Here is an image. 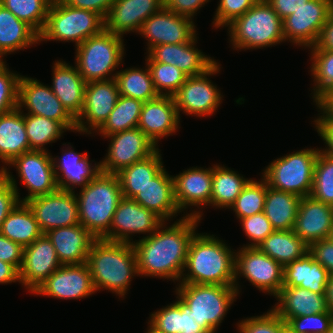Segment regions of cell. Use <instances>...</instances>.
<instances>
[{
    "label": "cell",
    "instance_id": "cell-15",
    "mask_svg": "<svg viewBox=\"0 0 333 333\" xmlns=\"http://www.w3.org/2000/svg\"><path fill=\"white\" fill-rule=\"evenodd\" d=\"M9 166H14L21 183L27 188L28 195L20 199H29L56 192L59 187L56 182L52 156L48 150H30L16 157Z\"/></svg>",
    "mask_w": 333,
    "mask_h": 333
},
{
    "label": "cell",
    "instance_id": "cell-46",
    "mask_svg": "<svg viewBox=\"0 0 333 333\" xmlns=\"http://www.w3.org/2000/svg\"><path fill=\"white\" fill-rule=\"evenodd\" d=\"M310 196L333 206V157L318 153Z\"/></svg>",
    "mask_w": 333,
    "mask_h": 333
},
{
    "label": "cell",
    "instance_id": "cell-51",
    "mask_svg": "<svg viewBox=\"0 0 333 333\" xmlns=\"http://www.w3.org/2000/svg\"><path fill=\"white\" fill-rule=\"evenodd\" d=\"M9 168L0 172V229L9 213L20 203L17 182Z\"/></svg>",
    "mask_w": 333,
    "mask_h": 333
},
{
    "label": "cell",
    "instance_id": "cell-4",
    "mask_svg": "<svg viewBox=\"0 0 333 333\" xmlns=\"http://www.w3.org/2000/svg\"><path fill=\"white\" fill-rule=\"evenodd\" d=\"M76 195L80 224L96 239L110 230L113 215L123 198L117 174L100 172Z\"/></svg>",
    "mask_w": 333,
    "mask_h": 333
},
{
    "label": "cell",
    "instance_id": "cell-65",
    "mask_svg": "<svg viewBox=\"0 0 333 333\" xmlns=\"http://www.w3.org/2000/svg\"><path fill=\"white\" fill-rule=\"evenodd\" d=\"M328 310L333 314V275H330L325 289Z\"/></svg>",
    "mask_w": 333,
    "mask_h": 333
},
{
    "label": "cell",
    "instance_id": "cell-56",
    "mask_svg": "<svg viewBox=\"0 0 333 333\" xmlns=\"http://www.w3.org/2000/svg\"><path fill=\"white\" fill-rule=\"evenodd\" d=\"M24 248L0 233V260L10 263L18 271L23 262Z\"/></svg>",
    "mask_w": 333,
    "mask_h": 333
},
{
    "label": "cell",
    "instance_id": "cell-5",
    "mask_svg": "<svg viewBox=\"0 0 333 333\" xmlns=\"http://www.w3.org/2000/svg\"><path fill=\"white\" fill-rule=\"evenodd\" d=\"M227 27L236 50L272 47L285 41L283 20L266 0L257 1Z\"/></svg>",
    "mask_w": 333,
    "mask_h": 333
},
{
    "label": "cell",
    "instance_id": "cell-58",
    "mask_svg": "<svg viewBox=\"0 0 333 333\" xmlns=\"http://www.w3.org/2000/svg\"><path fill=\"white\" fill-rule=\"evenodd\" d=\"M209 0H164V7L182 15L193 19L196 12Z\"/></svg>",
    "mask_w": 333,
    "mask_h": 333
},
{
    "label": "cell",
    "instance_id": "cell-37",
    "mask_svg": "<svg viewBox=\"0 0 333 333\" xmlns=\"http://www.w3.org/2000/svg\"><path fill=\"white\" fill-rule=\"evenodd\" d=\"M0 233L23 248L43 235L35 215L26 202H20L2 223Z\"/></svg>",
    "mask_w": 333,
    "mask_h": 333
},
{
    "label": "cell",
    "instance_id": "cell-21",
    "mask_svg": "<svg viewBox=\"0 0 333 333\" xmlns=\"http://www.w3.org/2000/svg\"><path fill=\"white\" fill-rule=\"evenodd\" d=\"M52 242L43 234L24 248L19 270L20 283L33 293L54 271L61 267Z\"/></svg>",
    "mask_w": 333,
    "mask_h": 333
},
{
    "label": "cell",
    "instance_id": "cell-6",
    "mask_svg": "<svg viewBox=\"0 0 333 333\" xmlns=\"http://www.w3.org/2000/svg\"><path fill=\"white\" fill-rule=\"evenodd\" d=\"M104 29L105 19L98 13L71 7L62 0H53L45 26L39 34V42L47 40L72 41L77 47Z\"/></svg>",
    "mask_w": 333,
    "mask_h": 333
},
{
    "label": "cell",
    "instance_id": "cell-69",
    "mask_svg": "<svg viewBox=\"0 0 333 333\" xmlns=\"http://www.w3.org/2000/svg\"><path fill=\"white\" fill-rule=\"evenodd\" d=\"M330 239L333 240V229H332V233H331Z\"/></svg>",
    "mask_w": 333,
    "mask_h": 333
},
{
    "label": "cell",
    "instance_id": "cell-57",
    "mask_svg": "<svg viewBox=\"0 0 333 333\" xmlns=\"http://www.w3.org/2000/svg\"><path fill=\"white\" fill-rule=\"evenodd\" d=\"M319 115L320 116L314 120L315 129L327 146L325 149L320 150V152L333 157V117L324 115L322 112L319 113Z\"/></svg>",
    "mask_w": 333,
    "mask_h": 333
},
{
    "label": "cell",
    "instance_id": "cell-28",
    "mask_svg": "<svg viewBox=\"0 0 333 333\" xmlns=\"http://www.w3.org/2000/svg\"><path fill=\"white\" fill-rule=\"evenodd\" d=\"M45 235L52 242L61 265L86 263L92 244L96 240L81 224L55 228Z\"/></svg>",
    "mask_w": 333,
    "mask_h": 333
},
{
    "label": "cell",
    "instance_id": "cell-9",
    "mask_svg": "<svg viewBox=\"0 0 333 333\" xmlns=\"http://www.w3.org/2000/svg\"><path fill=\"white\" fill-rule=\"evenodd\" d=\"M319 151V148H307L277 158L263 170L262 176L271 188L301 198L310 196Z\"/></svg>",
    "mask_w": 333,
    "mask_h": 333
},
{
    "label": "cell",
    "instance_id": "cell-50",
    "mask_svg": "<svg viewBox=\"0 0 333 333\" xmlns=\"http://www.w3.org/2000/svg\"><path fill=\"white\" fill-rule=\"evenodd\" d=\"M332 321L333 314L323 312L294 317L286 324L294 333H328Z\"/></svg>",
    "mask_w": 333,
    "mask_h": 333
},
{
    "label": "cell",
    "instance_id": "cell-29",
    "mask_svg": "<svg viewBox=\"0 0 333 333\" xmlns=\"http://www.w3.org/2000/svg\"><path fill=\"white\" fill-rule=\"evenodd\" d=\"M51 89L68 112L76 119L84 105L86 82L77 67L66 61H55Z\"/></svg>",
    "mask_w": 333,
    "mask_h": 333
},
{
    "label": "cell",
    "instance_id": "cell-14",
    "mask_svg": "<svg viewBox=\"0 0 333 333\" xmlns=\"http://www.w3.org/2000/svg\"><path fill=\"white\" fill-rule=\"evenodd\" d=\"M18 108L27 114L43 116L59 121L67 130H76V119L62 105L50 86L39 80L22 76L19 80Z\"/></svg>",
    "mask_w": 333,
    "mask_h": 333
},
{
    "label": "cell",
    "instance_id": "cell-61",
    "mask_svg": "<svg viewBox=\"0 0 333 333\" xmlns=\"http://www.w3.org/2000/svg\"><path fill=\"white\" fill-rule=\"evenodd\" d=\"M277 15L283 20L287 16L296 12L309 0H266Z\"/></svg>",
    "mask_w": 333,
    "mask_h": 333
},
{
    "label": "cell",
    "instance_id": "cell-54",
    "mask_svg": "<svg viewBox=\"0 0 333 333\" xmlns=\"http://www.w3.org/2000/svg\"><path fill=\"white\" fill-rule=\"evenodd\" d=\"M180 307L174 302L150 315L148 325L163 333H179Z\"/></svg>",
    "mask_w": 333,
    "mask_h": 333
},
{
    "label": "cell",
    "instance_id": "cell-67",
    "mask_svg": "<svg viewBox=\"0 0 333 333\" xmlns=\"http://www.w3.org/2000/svg\"><path fill=\"white\" fill-rule=\"evenodd\" d=\"M283 333H294L290 328L287 326L283 329Z\"/></svg>",
    "mask_w": 333,
    "mask_h": 333
},
{
    "label": "cell",
    "instance_id": "cell-39",
    "mask_svg": "<svg viewBox=\"0 0 333 333\" xmlns=\"http://www.w3.org/2000/svg\"><path fill=\"white\" fill-rule=\"evenodd\" d=\"M240 175L225 166L213 165L211 206L230 209L251 180Z\"/></svg>",
    "mask_w": 333,
    "mask_h": 333
},
{
    "label": "cell",
    "instance_id": "cell-3",
    "mask_svg": "<svg viewBox=\"0 0 333 333\" xmlns=\"http://www.w3.org/2000/svg\"><path fill=\"white\" fill-rule=\"evenodd\" d=\"M95 291L105 289L124 298L136 275L137 259L132 243L96 239L87 258Z\"/></svg>",
    "mask_w": 333,
    "mask_h": 333
},
{
    "label": "cell",
    "instance_id": "cell-53",
    "mask_svg": "<svg viewBox=\"0 0 333 333\" xmlns=\"http://www.w3.org/2000/svg\"><path fill=\"white\" fill-rule=\"evenodd\" d=\"M245 236L251 242L246 247H258L274 230L264 212L240 219Z\"/></svg>",
    "mask_w": 333,
    "mask_h": 333
},
{
    "label": "cell",
    "instance_id": "cell-38",
    "mask_svg": "<svg viewBox=\"0 0 333 333\" xmlns=\"http://www.w3.org/2000/svg\"><path fill=\"white\" fill-rule=\"evenodd\" d=\"M258 248L283 267L308 252V245L293 230L273 231Z\"/></svg>",
    "mask_w": 333,
    "mask_h": 333
},
{
    "label": "cell",
    "instance_id": "cell-31",
    "mask_svg": "<svg viewBox=\"0 0 333 333\" xmlns=\"http://www.w3.org/2000/svg\"><path fill=\"white\" fill-rule=\"evenodd\" d=\"M133 200L142 207L155 212L165 222L180 213L174 196L173 177L168 174L165 168Z\"/></svg>",
    "mask_w": 333,
    "mask_h": 333
},
{
    "label": "cell",
    "instance_id": "cell-22",
    "mask_svg": "<svg viewBox=\"0 0 333 333\" xmlns=\"http://www.w3.org/2000/svg\"><path fill=\"white\" fill-rule=\"evenodd\" d=\"M196 42L197 36L190 42L154 46L147 51L145 61L174 65L188 76L203 74L216 63V60L195 48Z\"/></svg>",
    "mask_w": 333,
    "mask_h": 333
},
{
    "label": "cell",
    "instance_id": "cell-34",
    "mask_svg": "<svg viewBox=\"0 0 333 333\" xmlns=\"http://www.w3.org/2000/svg\"><path fill=\"white\" fill-rule=\"evenodd\" d=\"M34 44H39V34L0 4V61Z\"/></svg>",
    "mask_w": 333,
    "mask_h": 333
},
{
    "label": "cell",
    "instance_id": "cell-13",
    "mask_svg": "<svg viewBox=\"0 0 333 333\" xmlns=\"http://www.w3.org/2000/svg\"><path fill=\"white\" fill-rule=\"evenodd\" d=\"M103 137L110 139L108 154L100 161V171L103 173L117 174L158 149L138 127Z\"/></svg>",
    "mask_w": 333,
    "mask_h": 333
},
{
    "label": "cell",
    "instance_id": "cell-10",
    "mask_svg": "<svg viewBox=\"0 0 333 333\" xmlns=\"http://www.w3.org/2000/svg\"><path fill=\"white\" fill-rule=\"evenodd\" d=\"M234 266V287L238 295L240 285L237 280L240 276L246 278L258 290L275 297L283 287L284 267L262 252L258 247H246L243 245L239 251L235 252Z\"/></svg>",
    "mask_w": 333,
    "mask_h": 333
},
{
    "label": "cell",
    "instance_id": "cell-32",
    "mask_svg": "<svg viewBox=\"0 0 333 333\" xmlns=\"http://www.w3.org/2000/svg\"><path fill=\"white\" fill-rule=\"evenodd\" d=\"M23 112L17 107L0 115V160L4 164L0 172L16 157L30 151Z\"/></svg>",
    "mask_w": 333,
    "mask_h": 333
},
{
    "label": "cell",
    "instance_id": "cell-48",
    "mask_svg": "<svg viewBox=\"0 0 333 333\" xmlns=\"http://www.w3.org/2000/svg\"><path fill=\"white\" fill-rule=\"evenodd\" d=\"M20 78L7 68L6 61H0V115L18 107Z\"/></svg>",
    "mask_w": 333,
    "mask_h": 333
},
{
    "label": "cell",
    "instance_id": "cell-36",
    "mask_svg": "<svg viewBox=\"0 0 333 333\" xmlns=\"http://www.w3.org/2000/svg\"><path fill=\"white\" fill-rule=\"evenodd\" d=\"M301 197L276 190L267 184L263 212L274 230H293Z\"/></svg>",
    "mask_w": 333,
    "mask_h": 333
},
{
    "label": "cell",
    "instance_id": "cell-64",
    "mask_svg": "<svg viewBox=\"0 0 333 333\" xmlns=\"http://www.w3.org/2000/svg\"><path fill=\"white\" fill-rule=\"evenodd\" d=\"M316 106L324 115L333 117V87L316 102Z\"/></svg>",
    "mask_w": 333,
    "mask_h": 333
},
{
    "label": "cell",
    "instance_id": "cell-1",
    "mask_svg": "<svg viewBox=\"0 0 333 333\" xmlns=\"http://www.w3.org/2000/svg\"><path fill=\"white\" fill-rule=\"evenodd\" d=\"M192 211L169 227L164 222L153 234L132 243L136 252L138 276L181 280L188 248L202 217Z\"/></svg>",
    "mask_w": 333,
    "mask_h": 333
},
{
    "label": "cell",
    "instance_id": "cell-47",
    "mask_svg": "<svg viewBox=\"0 0 333 333\" xmlns=\"http://www.w3.org/2000/svg\"><path fill=\"white\" fill-rule=\"evenodd\" d=\"M146 64L159 95L172 96L188 78L186 73L174 65L161 62H146Z\"/></svg>",
    "mask_w": 333,
    "mask_h": 333
},
{
    "label": "cell",
    "instance_id": "cell-17",
    "mask_svg": "<svg viewBox=\"0 0 333 333\" xmlns=\"http://www.w3.org/2000/svg\"><path fill=\"white\" fill-rule=\"evenodd\" d=\"M164 222L155 212L142 207L133 199L123 197L113 215L110 230L102 239L131 244L134 242L131 235L148 233L150 236Z\"/></svg>",
    "mask_w": 333,
    "mask_h": 333
},
{
    "label": "cell",
    "instance_id": "cell-12",
    "mask_svg": "<svg viewBox=\"0 0 333 333\" xmlns=\"http://www.w3.org/2000/svg\"><path fill=\"white\" fill-rule=\"evenodd\" d=\"M332 10L333 0H309L283 19L285 41L305 48L315 46Z\"/></svg>",
    "mask_w": 333,
    "mask_h": 333
},
{
    "label": "cell",
    "instance_id": "cell-8",
    "mask_svg": "<svg viewBox=\"0 0 333 333\" xmlns=\"http://www.w3.org/2000/svg\"><path fill=\"white\" fill-rule=\"evenodd\" d=\"M177 296L186 303L195 321L215 333L238 296L234 286L180 283Z\"/></svg>",
    "mask_w": 333,
    "mask_h": 333
},
{
    "label": "cell",
    "instance_id": "cell-63",
    "mask_svg": "<svg viewBox=\"0 0 333 333\" xmlns=\"http://www.w3.org/2000/svg\"><path fill=\"white\" fill-rule=\"evenodd\" d=\"M19 282V271L10 263L0 260V284Z\"/></svg>",
    "mask_w": 333,
    "mask_h": 333
},
{
    "label": "cell",
    "instance_id": "cell-62",
    "mask_svg": "<svg viewBox=\"0 0 333 333\" xmlns=\"http://www.w3.org/2000/svg\"><path fill=\"white\" fill-rule=\"evenodd\" d=\"M310 49L333 50V10L324 25L317 44Z\"/></svg>",
    "mask_w": 333,
    "mask_h": 333
},
{
    "label": "cell",
    "instance_id": "cell-44",
    "mask_svg": "<svg viewBox=\"0 0 333 333\" xmlns=\"http://www.w3.org/2000/svg\"><path fill=\"white\" fill-rule=\"evenodd\" d=\"M310 66L314 78L313 102H317L333 87V50L311 49Z\"/></svg>",
    "mask_w": 333,
    "mask_h": 333
},
{
    "label": "cell",
    "instance_id": "cell-25",
    "mask_svg": "<svg viewBox=\"0 0 333 333\" xmlns=\"http://www.w3.org/2000/svg\"><path fill=\"white\" fill-rule=\"evenodd\" d=\"M164 7V0H114L105 18V30L115 35L137 33L151 15Z\"/></svg>",
    "mask_w": 333,
    "mask_h": 333
},
{
    "label": "cell",
    "instance_id": "cell-30",
    "mask_svg": "<svg viewBox=\"0 0 333 333\" xmlns=\"http://www.w3.org/2000/svg\"><path fill=\"white\" fill-rule=\"evenodd\" d=\"M275 298L278 302L271 309L285 323L298 316L330 312L325 294L315 293L301 287L283 286Z\"/></svg>",
    "mask_w": 333,
    "mask_h": 333
},
{
    "label": "cell",
    "instance_id": "cell-11",
    "mask_svg": "<svg viewBox=\"0 0 333 333\" xmlns=\"http://www.w3.org/2000/svg\"><path fill=\"white\" fill-rule=\"evenodd\" d=\"M216 62L209 70L196 76H188L184 84L172 95L178 114L197 117L211 116L222 103V95L217 85H213L211 75L218 74L220 64Z\"/></svg>",
    "mask_w": 333,
    "mask_h": 333
},
{
    "label": "cell",
    "instance_id": "cell-60",
    "mask_svg": "<svg viewBox=\"0 0 333 333\" xmlns=\"http://www.w3.org/2000/svg\"><path fill=\"white\" fill-rule=\"evenodd\" d=\"M66 5L74 8L85 9L106 18L114 0H62Z\"/></svg>",
    "mask_w": 333,
    "mask_h": 333
},
{
    "label": "cell",
    "instance_id": "cell-40",
    "mask_svg": "<svg viewBox=\"0 0 333 333\" xmlns=\"http://www.w3.org/2000/svg\"><path fill=\"white\" fill-rule=\"evenodd\" d=\"M115 81L121 96L134 98L143 103L159 96L147 64L145 70L133 67L117 71Z\"/></svg>",
    "mask_w": 333,
    "mask_h": 333
},
{
    "label": "cell",
    "instance_id": "cell-24",
    "mask_svg": "<svg viewBox=\"0 0 333 333\" xmlns=\"http://www.w3.org/2000/svg\"><path fill=\"white\" fill-rule=\"evenodd\" d=\"M333 229V206L311 196L301 199L293 232L308 246L312 242L328 239Z\"/></svg>",
    "mask_w": 333,
    "mask_h": 333
},
{
    "label": "cell",
    "instance_id": "cell-52",
    "mask_svg": "<svg viewBox=\"0 0 333 333\" xmlns=\"http://www.w3.org/2000/svg\"><path fill=\"white\" fill-rule=\"evenodd\" d=\"M256 2V0H219L213 26L227 27L236 18L244 15Z\"/></svg>",
    "mask_w": 333,
    "mask_h": 333
},
{
    "label": "cell",
    "instance_id": "cell-19",
    "mask_svg": "<svg viewBox=\"0 0 333 333\" xmlns=\"http://www.w3.org/2000/svg\"><path fill=\"white\" fill-rule=\"evenodd\" d=\"M192 19L163 7L143 22L138 33L147 41V50L164 44L190 42L197 34Z\"/></svg>",
    "mask_w": 333,
    "mask_h": 333
},
{
    "label": "cell",
    "instance_id": "cell-35",
    "mask_svg": "<svg viewBox=\"0 0 333 333\" xmlns=\"http://www.w3.org/2000/svg\"><path fill=\"white\" fill-rule=\"evenodd\" d=\"M163 168L158 148L151 156L122 169L117 176L123 197L133 199Z\"/></svg>",
    "mask_w": 333,
    "mask_h": 333
},
{
    "label": "cell",
    "instance_id": "cell-42",
    "mask_svg": "<svg viewBox=\"0 0 333 333\" xmlns=\"http://www.w3.org/2000/svg\"><path fill=\"white\" fill-rule=\"evenodd\" d=\"M23 116L30 150L46 151L44 145L55 143L67 131L59 121L27 113Z\"/></svg>",
    "mask_w": 333,
    "mask_h": 333
},
{
    "label": "cell",
    "instance_id": "cell-16",
    "mask_svg": "<svg viewBox=\"0 0 333 333\" xmlns=\"http://www.w3.org/2000/svg\"><path fill=\"white\" fill-rule=\"evenodd\" d=\"M26 203L43 234L55 228L80 224L75 191L58 189L51 194L33 197Z\"/></svg>",
    "mask_w": 333,
    "mask_h": 333
},
{
    "label": "cell",
    "instance_id": "cell-41",
    "mask_svg": "<svg viewBox=\"0 0 333 333\" xmlns=\"http://www.w3.org/2000/svg\"><path fill=\"white\" fill-rule=\"evenodd\" d=\"M143 102L119 95L108 119L96 131L101 136L137 128Z\"/></svg>",
    "mask_w": 333,
    "mask_h": 333
},
{
    "label": "cell",
    "instance_id": "cell-33",
    "mask_svg": "<svg viewBox=\"0 0 333 333\" xmlns=\"http://www.w3.org/2000/svg\"><path fill=\"white\" fill-rule=\"evenodd\" d=\"M330 273L307 252L284 266L283 286L301 287L325 294Z\"/></svg>",
    "mask_w": 333,
    "mask_h": 333
},
{
    "label": "cell",
    "instance_id": "cell-27",
    "mask_svg": "<svg viewBox=\"0 0 333 333\" xmlns=\"http://www.w3.org/2000/svg\"><path fill=\"white\" fill-rule=\"evenodd\" d=\"M57 157L52 156V161L56 182L61 190L74 192L76 186L84 188L101 172L100 162L92 165L88 153L75 152L72 146L62 149V156Z\"/></svg>",
    "mask_w": 333,
    "mask_h": 333
},
{
    "label": "cell",
    "instance_id": "cell-66",
    "mask_svg": "<svg viewBox=\"0 0 333 333\" xmlns=\"http://www.w3.org/2000/svg\"><path fill=\"white\" fill-rule=\"evenodd\" d=\"M146 333H163L155 329L151 324L148 327V331Z\"/></svg>",
    "mask_w": 333,
    "mask_h": 333
},
{
    "label": "cell",
    "instance_id": "cell-18",
    "mask_svg": "<svg viewBox=\"0 0 333 333\" xmlns=\"http://www.w3.org/2000/svg\"><path fill=\"white\" fill-rule=\"evenodd\" d=\"M118 97L119 91L115 79L88 82L85 87L83 109L76 118L77 132L83 134H92L93 130L96 132L108 119Z\"/></svg>",
    "mask_w": 333,
    "mask_h": 333
},
{
    "label": "cell",
    "instance_id": "cell-59",
    "mask_svg": "<svg viewBox=\"0 0 333 333\" xmlns=\"http://www.w3.org/2000/svg\"><path fill=\"white\" fill-rule=\"evenodd\" d=\"M175 303L180 307V323L179 333H208L202 326H200L193 316L189 306L184 303L178 296Z\"/></svg>",
    "mask_w": 333,
    "mask_h": 333
},
{
    "label": "cell",
    "instance_id": "cell-45",
    "mask_svg": "<svg viewBox=\"0 0 333 333\" xmlns=\"http://www.w3.org/2000/svg\"><path fill=\"white\" fill-rule=\"evenodd\" d=\"M266 193L267 182L263 177L261 181L251 179L230 208L239 220L260 213L264 209Z\"/></svg>",
    "mask_w": 333,
    "mask_h": 333
},
{
    "label": "cell",
    "instance_id": "cell-43",
    "mask_svg": "<svg viewBox=\"0 0 333 333\" xmlns=\"http://www.w3.org/2000/svg\"><path fill=\"white\" fill-rule=\"evenodd\" d=\"M53 0H0V4L19 20L26 22L38 34L45 26L47 14Z\"/></svg>",
    "mask_w": 333,
    "mask_h": 333
},
{
    "label": "cell",
    "instance_id": "cell-68",
    "mask_svg": "<svg viewBox=\"0 0 333 333\" xmlns=\"http://www.w3.org/2000/svg\"><path fill=\"white\" fill-rule=\"evenodd\" d=\"M328 333H333V321L331 323V326H330V329H329Z\"/></svg>",
    "mask_w": 333,
    "mask_h": 333
},
{
    "label": "cell",
    "instance_id": "cell-55",
    "mask_svg": "<svg viewBox=\"0 0 333 333\" xmlns=\"http://www.w3.org/2000/svg\"><path fill=\"white\" fill-rule=\"evenodd\" d=\"M308 252L313 259L319 262L329 273L333 275V240L323 239L312 242L308 246Z\"/></svg>",
    "mask_w": 333,
    "mask_h": 333
},
{
    "label": "cell",
    "instance_id": "cell-23",
    "mask_svg": "<svg viewBox=\"0 0 333 333\" xmlns=\"http://www.w3.org/2000/svg\"><path fill=\"white\" fill-rule=\"evenodd\" d=\"M179 124L180 116L173 97L159 95L143 103L137 127L158 145L159 139L176 133Z\"/></svg>",
    "mask_w": 333,
    "mask_h": 333
},
{
    "label": "cell",
    "instance_id": "cell-26",
    "mask_svg": "<svg viewBox=\"0 0 333 333\" xmlns=\"http://www.w3.org/2000/svg\"><path fill=\"white\" fill-rule=\"evenodd\" d=\"M173 177L174 196L180 212L191 206L211 205L213 167H192Z\"/></svg>",
    "mask_w": 333,
    "mask_h": 333
},
{
    "label": "cell",
    "instance_id": "cell-7",
    "mask_svg": "<svg viewBox=\"0 0 333 333\" xmlns=\"http://www.w3.org/2000/svg\"><path fill=\"white\" fill-rule=\"evenodd\" d=\"M122 38L104 29L75 47V65L86 83L115 79L117 72H112L122 64L124 57Z\"/></svg>",
    "mask_w": 333,
    "mask_h": 333
},
{
    "label": "cell",
    "instance_id": "cell-20",
    "mask_svg": "<svg viewBox=\"0 0 333 333\" xmlns=\"http://www.w3.org/2000/svg\"><path fill=\"white\" fill-rule=\"evenodd\" d=\"M95 292L89 267L84 263L62 265L33 294L67 300L86 298Z\"/></svg>",
    "mask_w": 333,
    "mask_h": 333
},
{
    "label": "cell",
    "instance_id": "cell-49",
    "mask_svg": "<svg viewBox=\"0 0 333 333\" xmlns=\"http://www.w3.org/2000/svg\"><path fill=\"white\" fill-rule=\"evenodd\" d=\"M287 324L272 310L261 316L241 320L237 324L240 333H283Z\"/></svg>",
    "mask_w": 333,
    "mask_h": 333
},
{
    "label": "cell",
    "instance_id": "cell-2",
    "mask_svg": "<svg viewBox=\"0 0 333 333\" xmlns=\"http://www.w3.org/2000/svg\"><path fill=\"white\" fill-rule=\"evenodd\" d=\"M234 251L213 234L196 233L188 248L180 283L234 286Z\"/></svg>",
    "mask_w": 333,
    "mask_h": 333
}]
</instances>
